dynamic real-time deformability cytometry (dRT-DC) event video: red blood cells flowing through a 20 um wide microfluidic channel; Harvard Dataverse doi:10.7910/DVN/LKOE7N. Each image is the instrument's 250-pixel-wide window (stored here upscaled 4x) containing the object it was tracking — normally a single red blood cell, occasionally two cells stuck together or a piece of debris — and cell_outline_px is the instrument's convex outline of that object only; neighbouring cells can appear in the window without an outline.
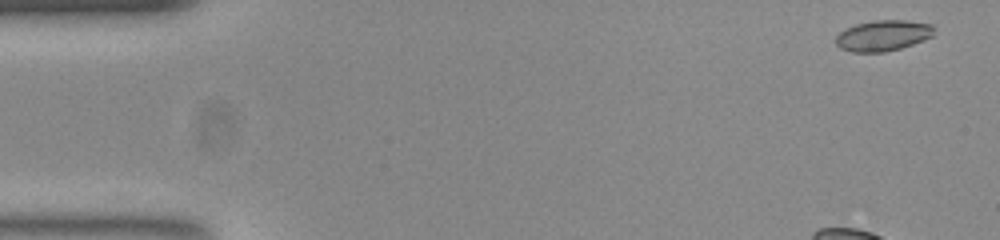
{"species": "common noctule bat (a hibernating species)", "species_latin": "Nyctalus noctula", "temperature_condition": "room temperature", "stored_images_in_passage": 43, "camera_frame_rate_fps": 3000, "um_per_image_px": 0.085, "animal": {"sex": "female", "body_mass_g": 23.0, "forearm_length_mm": 53.4}, "frame": {"image": 1, "passage_image": 1, "time_ms": 0.0, "image_size_px": [1000, 240], "cell_outline_px": [[932, 36], [924, 40], [900, 48], [884, 52], [852, 52], [840, 48], [836, 44], [836, 36], [844, 28], [856, 24], [872, 20], [904, 20], [932, 24]], "centroid_in_image_um": [75.01, 3.02], "position_along_channel_um": 10.0, "area_um2": 17.57}}